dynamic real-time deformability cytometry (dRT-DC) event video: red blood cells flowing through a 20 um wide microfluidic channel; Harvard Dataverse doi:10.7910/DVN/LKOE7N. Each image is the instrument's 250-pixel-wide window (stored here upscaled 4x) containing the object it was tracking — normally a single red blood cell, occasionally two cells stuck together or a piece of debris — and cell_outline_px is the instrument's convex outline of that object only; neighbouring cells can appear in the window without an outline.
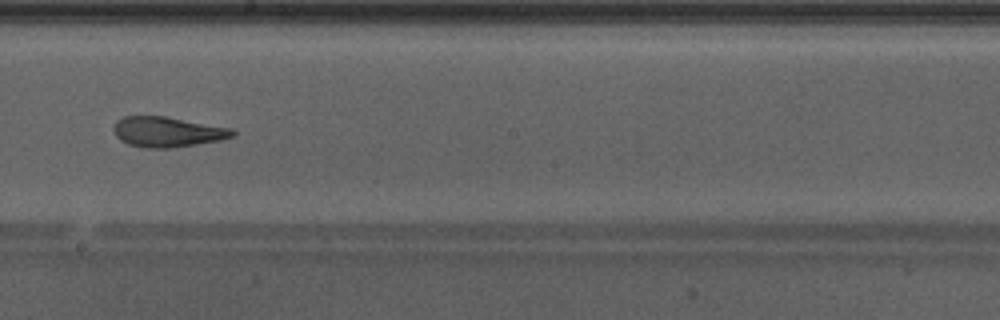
{"species": "Egyptian fruit bat (a non-hibernating species)", "species_latin": "Rousettus aegyptiacus", "temperature_condition": "warm", "stored_images_in_passage": 46, "camera_frame_rate_fps": 3000, "um_per_image_px": 0.085, "animal": {"sex": "male"}, "frame": {"image": 1, "passage_image": 27, "time_ms": 8.667, "image_size_px": [1000, 320], "cell_outline_px": [[236, 136], [220, 140], [196, 144], [168, 148], [148, 148], [128, 144], [120, 140], [116, 136], [116, 120], [124, 116], [164, 116], [232, 128], [236, 132]], "centroid_in_image_um": [14.27, 11.21], "position_along_channel_um": 233.9, "area_um2": 20.75}}